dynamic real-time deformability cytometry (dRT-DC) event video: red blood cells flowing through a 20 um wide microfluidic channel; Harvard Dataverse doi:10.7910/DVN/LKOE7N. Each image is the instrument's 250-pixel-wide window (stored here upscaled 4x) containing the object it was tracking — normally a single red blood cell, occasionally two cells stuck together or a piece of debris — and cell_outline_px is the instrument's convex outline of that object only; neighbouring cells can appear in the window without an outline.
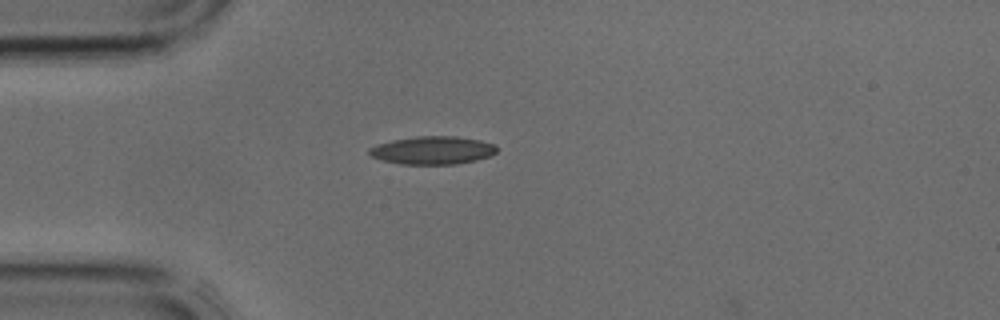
{"species": "common noctule bat (a hibernating species)", "species_latin": "Nyctalus noctula", "temperature_condition": "cold", "stored_images_in_passage": 1, "camera_frame_rate_fps": 3000, "um_per_image_px": 0.085, "animal": {"sex": "male", "body_mass_g": 17.9, "forearm_length_mm": 54.2}, "frame": {"image": 1, "passage_image": 1, "time_ms": 0.0, "image_size_px": [1000, 320], "cell_outline_px": [[496, 152], [488, 156], [476, 160], [456, 164], [400, 164], [384, 160], [372, 156], [368, 152], [368, 148], [376, 144], [392, 140], [416, 136], [456, 136], [480, 140], [496, 144]], "centroid_in_image_um": [36.76, 12.76], "position_along_channel_um": 48.2, "area_um2": 20.81}}